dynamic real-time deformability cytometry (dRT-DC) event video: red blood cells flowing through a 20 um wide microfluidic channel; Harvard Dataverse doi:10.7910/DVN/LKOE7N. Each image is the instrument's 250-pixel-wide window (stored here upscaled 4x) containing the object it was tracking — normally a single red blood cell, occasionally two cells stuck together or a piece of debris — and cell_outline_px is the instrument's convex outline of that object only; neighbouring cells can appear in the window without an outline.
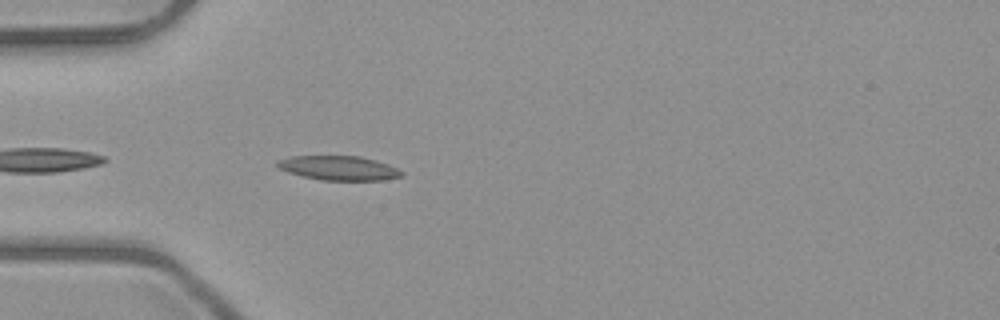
{"species": "common noctule bat (a hibernating species)", "species_latin": "Nyctalus noctula", "temperature_condition": "room temperature", "stored_images_in_passage": 13, "camera_frame_rate_fps": 3000, "um_per_image_px": 0.085, "animal": {"sex": "male", "body_mass_g": 23.1, "forearm_length_mm": 52.7}, "frame": {"image": 1, "passage_image": 3, "time_ms": 0.667, "image_size_px": [1000, 320], "cell_outline_px": [[404, 176], [384, 180], [320, 180], [288, 172], [280, 168], [276, 164], [276, 160], [292, 156], [360, 156], [376, 160], [388, 164], [404, 172]], "centroid_in_image_um": [28.83, 14.28], "position_along_channel_um": 56.2, "area_um2": 17.63}}
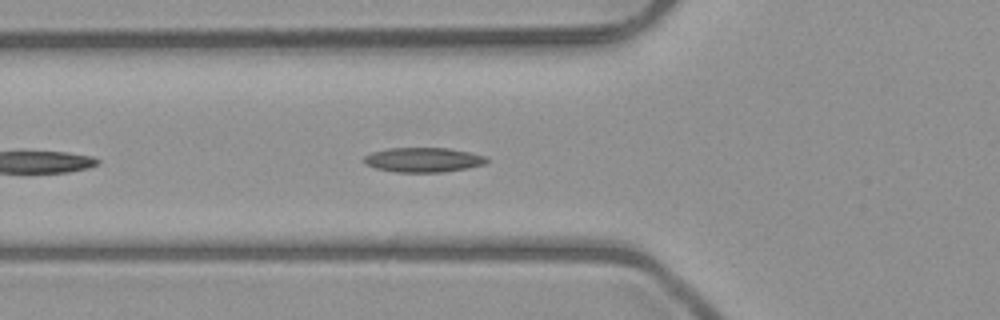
{"frame": {"image": 2, "passage_image": 6, "time_ms": 1.667, "image_size_px": [1000, 320], "cell_outline_px": [[488, 160], [484, 164], [468, 168], [444, 172], [396, 172], [376, 168], [364, 164], [364, 156], [372, 152], [388, 148], [448, 148], [472, 152], [488, 156]], "centroid_in_image_um": [36.01, 13.58], "position_along_channel_um": 89.8, "area_um2": 17.74}}